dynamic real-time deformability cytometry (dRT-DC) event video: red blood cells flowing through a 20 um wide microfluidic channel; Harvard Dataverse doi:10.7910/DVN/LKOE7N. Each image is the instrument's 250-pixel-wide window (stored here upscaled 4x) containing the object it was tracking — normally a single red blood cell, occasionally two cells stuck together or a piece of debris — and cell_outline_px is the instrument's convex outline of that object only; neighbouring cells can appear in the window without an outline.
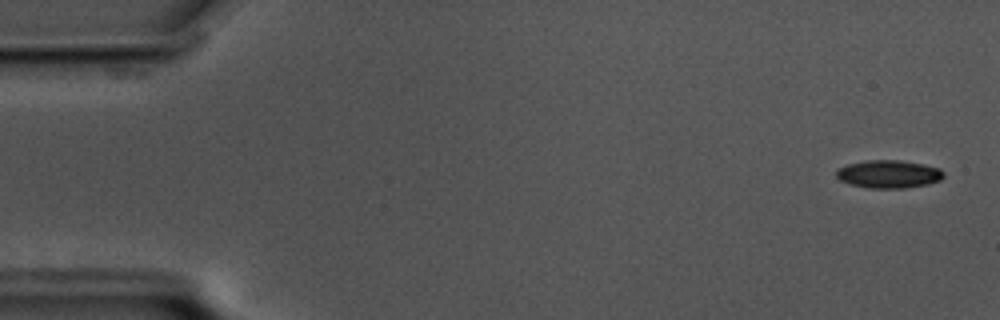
{"species": "common noctule bat (a hibernating species)", "species_latin": "Nyctalus noctula", "temperature_condition": "cold", "stored_images_in_passage": 57, "camera_frame_rate_fps": 3000, "um_per_image_px": 0.085, "animal": {"sex": "male", "body_mass_g": 17.5, "forearm_length_mm": 52.3}, "frame": {"image": 1, "passage_image": 1, "time_ms": 0.0, "image_size_px": [1000, 320], "cell_outline_px": [[944, 176], [940, 180], [928, 184], [904, 188], [868, 188], [848, 184], [840, 180], [836, 176], [836, 168], [848, 164], [864, 160], [896, 160], [920, 164], [940, 168], [944, 172]], "centroid_in_image_um": [75.5, 14.8], "position_along_channel_um": 9.5, "area_um2": 17.51}}
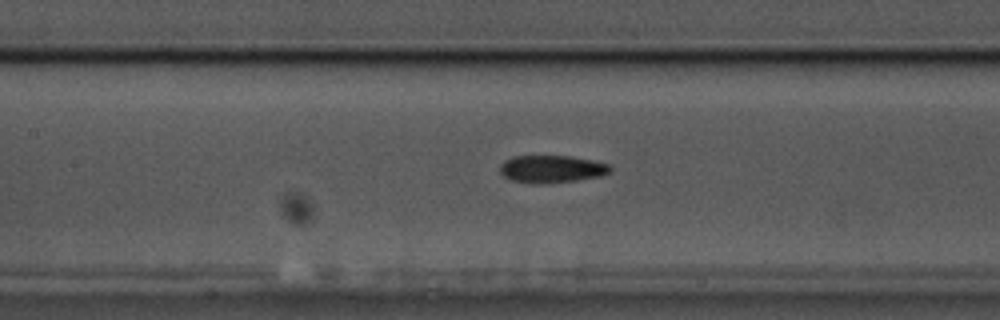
{"frame": {"image": 2, "passage_image": 25, "time_ms": 8.0, "image_size_px": [1000, 320], "cell_outline_px": [[612, 172], [600, 176], [576, 180], [544, 184], [532, 184], [512, 180], [504, 176], [500, 172], [500, 164], [504, 160], [512, 156], [568, 156], [592, 160], [612, 164]], "centroid_in_image_um": [46.9, 14.37], "position_along_channel_um": 160.5, "area_um2": 17.86}}
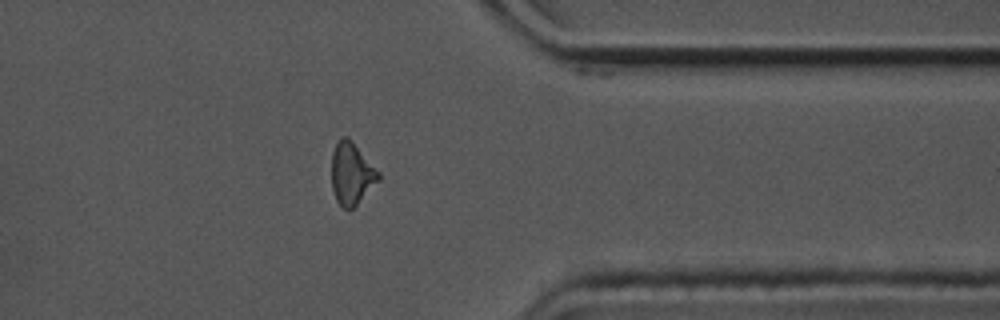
{"frame": {"image": 3, "passage_image": 45, "time_ms": 14.667, "image_size_px": [1000, 320], "cell_outline_px": [[380, 180], [348, 212], [336, 200], [332, 188], [332, 152], [340, 136], [348, 136], [352, 140], [380, 172]], "centroid_in_image_um": [29.89, 14.73], "position_along_channel_um": 381.5, "area_um2": 17.05}, "authors_computed_cell_mechanics": {"area_um2": 17.34, "velocity_mm_per_s": 3.4716, "shape_relaxation_time_tau1_ms": 2.9013, "shape_relaxation_time_tau2_ms": 10.1595, "deformation_change_tau1": 0.0978, "deformation_change_tau2": 0.1872}}